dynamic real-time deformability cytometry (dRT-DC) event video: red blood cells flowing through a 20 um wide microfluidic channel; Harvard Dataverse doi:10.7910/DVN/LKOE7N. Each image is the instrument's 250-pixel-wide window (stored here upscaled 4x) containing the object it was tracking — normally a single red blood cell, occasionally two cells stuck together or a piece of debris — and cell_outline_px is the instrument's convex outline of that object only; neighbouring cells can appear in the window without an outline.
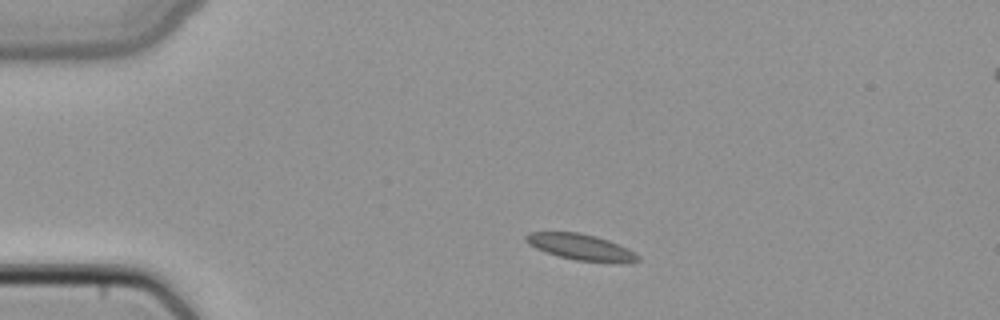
{"species": "common noctule bat (a hibernating species)", "species_latin": "Nyctalus noctula", "temperature_condition": "cold", "stored_images_in_passage": 41, "camera_frame_rate_fps": 3000, "um_per_image_px": 0.085, "animal": {"sex": "female", "body_mass_g": 22.7, "forearm_length_mm": 54.2}, "frame": {"image": 1, "passage_image": 1, "time_ms": 0.0, "image_size_px": [1000, 320], "cell_outline_px": [[640, 260], [576, 260], [560, 256], [536, 248], [528, 244], [524, 240], [524, 236], [528, 232], [580, 232], [596, 236], [608, 240], [628, 248], [640, 256]], "centroid_in_image_um": [49.25, 20.94], "position_along_channel_um": 35.7, "area_um2": 16.24}}
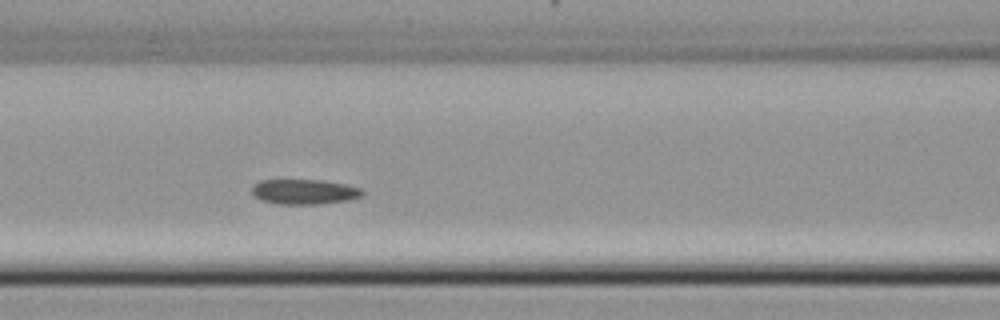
{"frame": {"image": 2, "passage_image": 12, "time_ms": 3.667, "image_size_px": [1000, 320], "cell_outline_px": [[364, 192], [360, 196], [348, 200], [320, 204], [276, 204], [260, 200], [252, 192], [252, 184], [260, 180], [324, 180], [344, 184], [360, 188]], "centroid_in_image_um": [25.83, 16.3], "position_along_channel_um": 140.8, "area_um2": 16.13}}
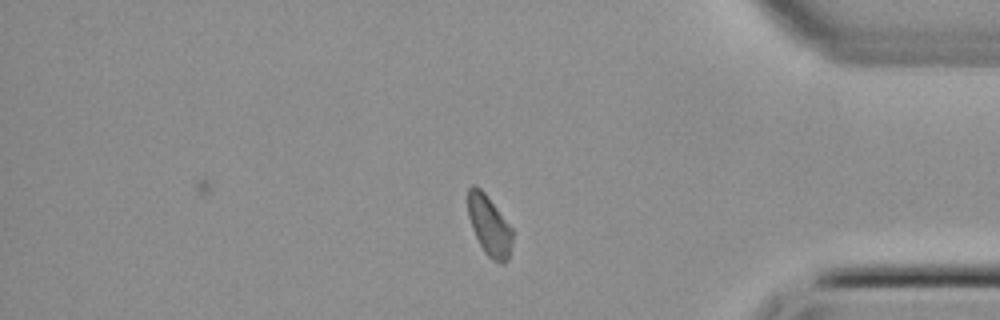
{"frame": {"image": 3, "passage_image": 32, "time_ms": 10.333, "image_size_px": [1000, 320], "cell_outline_px": [[512, 244], [508, 260], [504, 264], [500, 264], [492, 260], [484, 252], [472, 228], [468, 216], [468, 188], [472, 184], [480, 188], [484, 192], [512, 228]], "centroid_in_image_um": [41.59, 19.21], "position_along_channel_um": 393.6, "area_um2": 15.55}}